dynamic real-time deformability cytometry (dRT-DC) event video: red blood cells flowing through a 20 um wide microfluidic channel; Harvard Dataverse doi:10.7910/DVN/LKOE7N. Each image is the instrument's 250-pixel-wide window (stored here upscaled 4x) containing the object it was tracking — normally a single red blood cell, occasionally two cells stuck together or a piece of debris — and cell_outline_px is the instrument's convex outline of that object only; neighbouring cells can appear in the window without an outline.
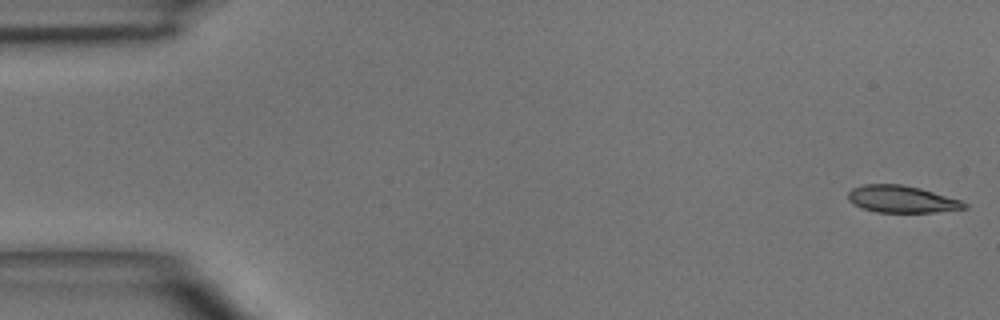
{"species": "common noctule bat (a hibernating species)", "species_latin": "Nyctalus noctula", "temperature_condition": "room temperature", "stored_images_in_passage": 6, "camera_frame_rate_fps": 3000, "um_per_image_px": 0.085, "animal": {"sex": "male", "body_mass_g": 15.6}, "frame": {"image": 1, "passage_image": 1, "time_ms": 0.0, "image_size_px": [1000, 320], "cell_outline_px": [[968, 208], [936, 212], [876, 212], [864, 208], [848, 200], [848, 192], [852, 188], [864, 184], [900, 184], [920, 188], [960, 200], [968, 204]], "centroid_in_image_um": [76.66, 16.92], "position_along_channel_um": 8.3, "area_um2": 18.15}}
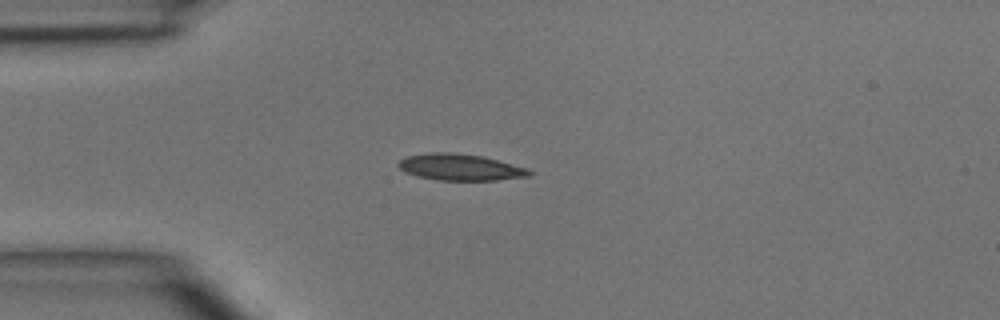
{"frame": {"image": 2, "passage_image": 4, "time_ms": 3.667, "image_size_px": [1000, 320], "cell_outline_px": [[532, 176], [496, 180], [436, 180], [416, 176], [400, 168], [396, 164], [400, 160], [408, 156], [432, 152], [452, 152], [480, 156], [528, 168], [532, 172]], "centroid_in_image_um": [39.13, 14.22], "position_along_channel_um": 45.9, "area_um2": 20.0}}